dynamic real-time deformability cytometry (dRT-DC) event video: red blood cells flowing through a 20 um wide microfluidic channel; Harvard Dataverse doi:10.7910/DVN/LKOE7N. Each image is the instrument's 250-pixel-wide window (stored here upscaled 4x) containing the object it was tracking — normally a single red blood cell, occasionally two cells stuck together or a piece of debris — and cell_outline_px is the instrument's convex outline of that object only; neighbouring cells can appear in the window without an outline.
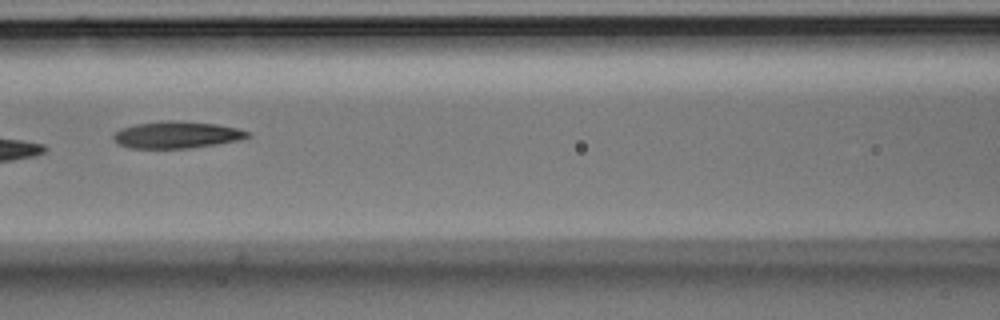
{"species": "Egyptian fruit bat (a non-hibernating species)", "species_latin": "Rousettus aegyptiacus", "temperature_condition": "room temperature", "stored_images_in_passage": 7, "camera_frame_rate_fps": 3000, "um_per_image_px": 0.085, "animal": {"sex": "male"}, "frame": {"image": 1, "passage_image": 7, "time_ms": 2.0, "image_size_px": [1000, 320], "cell_outline_px": [[252, 136], [240, 140], [216, 144], [188, 148], [132, 148], [120, 144], [112, 136], [120, 128], [136, 124], [160, 120], [172, 120], [216, 124], [236, 128], [248, 132]], "centroid_in_image_um": [15.03, 11.45], "position_along_channel_um": 151.6, "area_um2": 20.87}}